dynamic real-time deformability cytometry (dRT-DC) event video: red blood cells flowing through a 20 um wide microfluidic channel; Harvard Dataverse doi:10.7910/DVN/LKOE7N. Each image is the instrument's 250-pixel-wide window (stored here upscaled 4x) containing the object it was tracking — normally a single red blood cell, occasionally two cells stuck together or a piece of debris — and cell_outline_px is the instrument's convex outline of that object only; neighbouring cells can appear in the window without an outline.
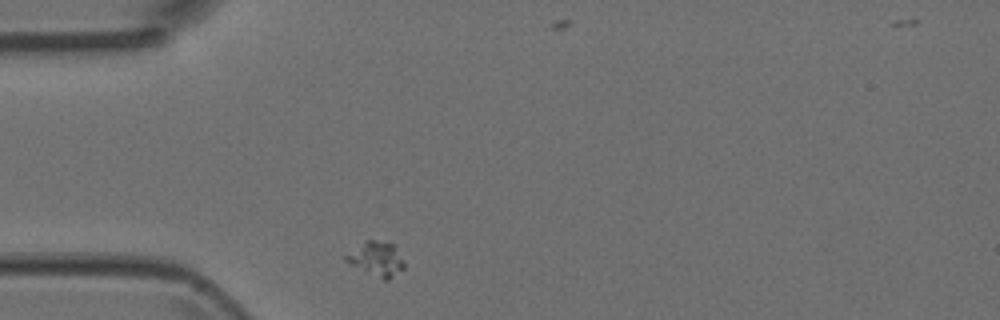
{"species": "Egyptian fruit bat (a non-hibernating species)", "species_latin": "Rousettus aegyptiacus", "temperature_condition": "room temperature", "stored_images_in_passage": 1, "camera_frame_rate_fps": 3000, "um_per_image_px": 0.085, "animal": {"sex": "female"}, "frame": {"image": 1, "passage_image": 1, "time_ms": 0.0, "image_size_px": [1000, 320], "cell_outline_px": [[404, 268], [388, 280], [384, 280], [344, 260], [344, 256], [364, 240], [376, 240], [392, 244], [404, 260]], "centroid_in_image_um": [32.01, 21.99], "position_along_channel_um": 53.0, "area_um2": 11.33}}